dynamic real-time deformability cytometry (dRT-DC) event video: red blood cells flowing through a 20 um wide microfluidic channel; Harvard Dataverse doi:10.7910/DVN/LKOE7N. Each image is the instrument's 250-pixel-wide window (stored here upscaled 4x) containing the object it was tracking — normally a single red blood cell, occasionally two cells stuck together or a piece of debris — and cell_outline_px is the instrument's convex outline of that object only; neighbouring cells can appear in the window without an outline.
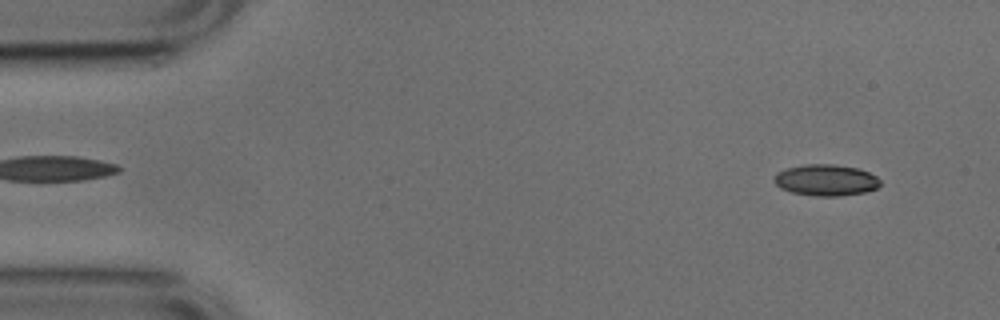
{"species": "common noctule bat (a hibernating species)", "species_latin": "Nyctalus noctula", "temperature_condition": "cold", "stored_images_in_passage": 52, "camera_frame_rate_fps": 3000, "um_per_image_px": 0.085, "animal": {"sex": "male", "body_mass_g": 17.9, "forearm_length_mm": 54.2}, "frame": {"image": 1, "passage_image": 3, "time_ms": 0.667, "image_size_px": [1000, 320], "cell_outline_px": [[880, 184], [876, 188], [864, 192], [840, 196], [816, 196], [792, 192], [780, 188], [772, 180], [776, 172], [788, 168], [804, 164], [832, 164], [860, 168], [876, 176], [880, 180]], "centroid_in_image_um": [70.18, 15.3], "position_along_channel_um": 14.8, "area_um2": 19.42}}
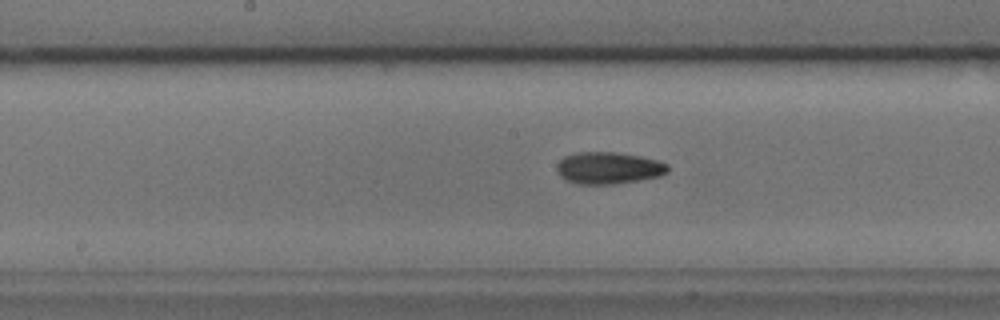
{"frame": {"image": 2, "passage_image": 25, "time_ms": 8.0, "image_size_px": [1000, 320], "cell_outline_px": [[668, 172], [660, 176], [616, 184], [576, 184], [564, 180], [556, 172], [556, 164], [564, 156], [576, 152], [616, 152], [640, 156], [656, 160], [668, 164]], "centroid_in_image_um": [51.67, 14.28], "position_along_channel_um": 196.5, "area_um2": 20.87}}
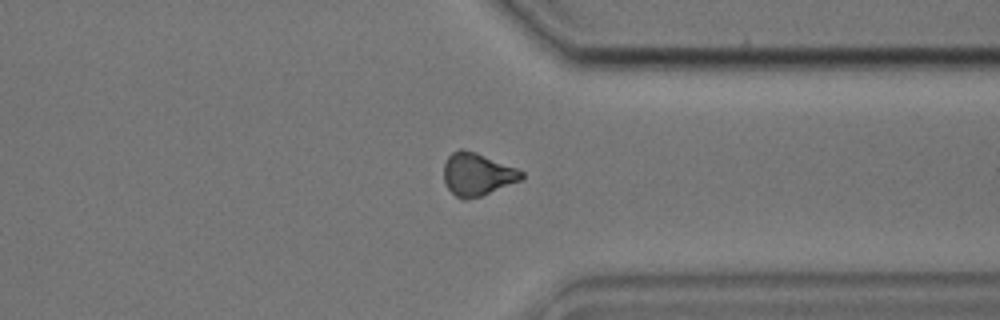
{"frame": {"image": 3, "passage_image": 39, "time_ms": 12.667, "image_size_px": [1000, 320], "cell_outline_px": [[524, 176], [520, 180], [480, 196], [468, 200], [460, 200], [444, 184], [444, 164], [448, 156], [452, 152], [460, 148], [464, 148], [476, 152], [516, 168], [524, 172]], "centroid_in_image_um": [40.52, 14.81], "position_along_channel_um": 370.9, "area_um2": 19.31}, "authors_computed_cell_mechanics": {"area_um2": 19.4497, "velocity_mm_per_s": 3.7879, "shape_relaxation_time_tau1_ms": 6.3275, "shape_relaxation_time_tau2_ms": 8.2831, "deformation_change_tau1": 0.1288, "deformation_change_tau2": 0.1358}}